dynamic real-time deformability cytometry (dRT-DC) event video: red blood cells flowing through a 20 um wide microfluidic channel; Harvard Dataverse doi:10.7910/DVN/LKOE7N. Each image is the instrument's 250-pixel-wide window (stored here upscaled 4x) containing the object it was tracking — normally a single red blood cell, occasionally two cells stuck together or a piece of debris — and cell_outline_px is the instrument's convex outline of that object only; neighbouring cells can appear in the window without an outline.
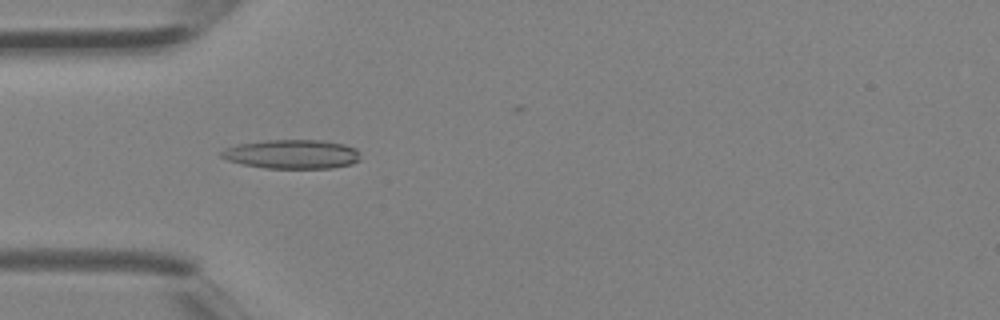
{"species": "Egyptian fruit bat (a non-hibernating species)", "species_latin": "Rousettus aegyptiacus", "temperature_condition": "room temperature", "stored_images_in_passage": 5, "camera_frame_rate_fps": 3000, "um_per_image_px": 0.085, "animal": {"sex": "female"}, "frame": {"image": 1, "passage_image": 4, "time_ms": 1.0, "image_size_px": [1000, 320], "cell_outline_px": [[360, 160], [352, 164], [332, 168], [264, 168], [244, 164], [228, 160], [220, 156], [220, 152], [224, 148], [236, 144], [264, 140], [324, 140], [344, 144], [356, 148], [360, 152]], "centroid_in_image_um": [24.84, 13.1], "position_along_channel_um": 60.2, "area_um2": 23.81}}
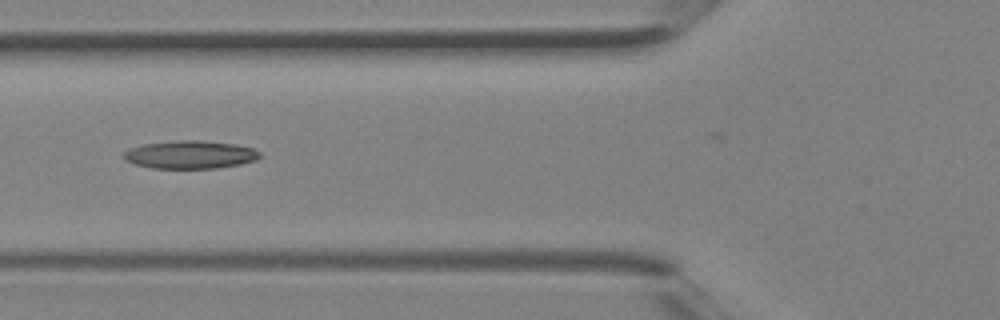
{"frame": {"image": 2, "passage_image": 5, "time_ms": 1.333, "image_size_px": [1000, 320], "cell_outline_px": [[260, 156], [256, 160], [240, 164], [216, 168], [152, 168], [136, 164], [124, 160], [124, 152], [128, 148], [144, 144], [180, 140], [196, 140], [236, 144], [252, 148], [260, 152]], "centroid_in_image_um": [16.16, 13.14], "position_along_channel_um": 109.6, "area_um2": 22.08}}